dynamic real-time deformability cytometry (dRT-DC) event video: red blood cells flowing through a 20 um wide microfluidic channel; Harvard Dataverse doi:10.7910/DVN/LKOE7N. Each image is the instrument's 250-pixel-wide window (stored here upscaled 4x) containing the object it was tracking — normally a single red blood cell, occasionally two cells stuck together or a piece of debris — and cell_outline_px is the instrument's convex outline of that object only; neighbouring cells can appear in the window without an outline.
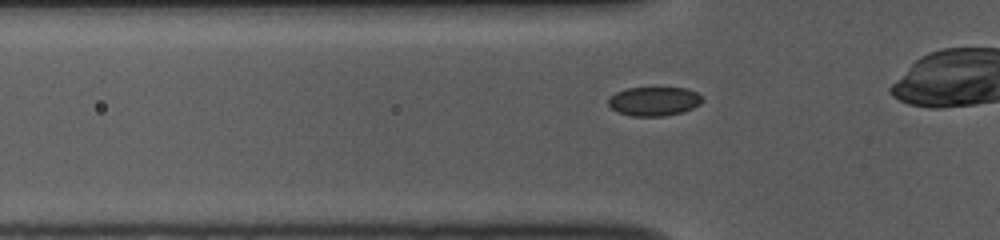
{"species": "common noctule bat (a hibernating species)", "species_latin": "Nyctalus noctula", "temperature_condition": "room temperature", "stored_images_in_passage": 35, "camera_frame_rate_fps": 3000, "um_per_image_px": 0.085, "animal": {"sex": "female", "body_mass_g": 10.0, "forearm_length_mm": 53.1}, "frame": {"image": 1, "passage_image": 9, "time_ms": 2.667, "image_size_px": [1000, 240], "cell_outline_px": [[704, 100], [700, 104], [684, 112], [664, 116], [632, 116], [616, 112], [608, 104], [608, 100], [616, 92], [628, 88], [688, 88], [696, 92]], "centroid_in_image_um": [55.61, 8.62], "position_along_channel_um": 70.2, "area_um2": 15.9}}
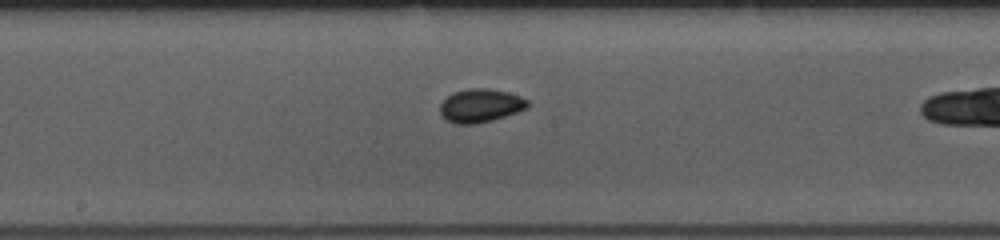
{"frame": {"image": 2, "passage_image": 20, "time_ms": 6.333, "image_size_px": [1000, 240], "cell_outline_px": [[528, 108], [492, 120], [476, 124], [456, 124], [448, 120], [440, 112], [440, 104], [452, 92], [468, 88], [484, 88], [508, 92], [520, 96], [528, 100]], "centroid_in_image_um": [40.84, 8.97], "position_along_channel_um": 207.4, "area_um2": 16.94}}
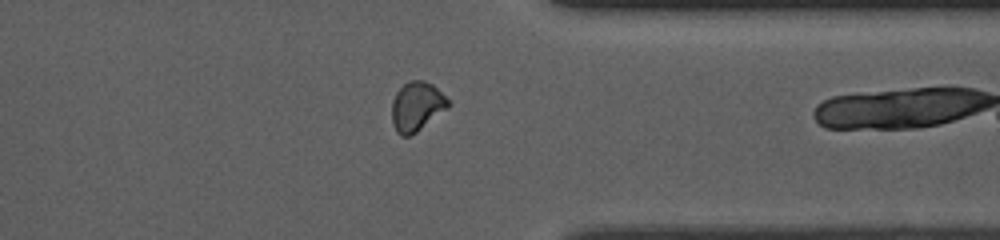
{"frame": {"image": 3, "passage_image": 34, "time_ms": 11.0, "image_size_px": [1000, 240], "cell_outline_px": [[452, 104], [448, 108], [416, 132], [408, 136], [400, 136], [396, 132], [392, 124], [392, 100], [396, 92], [408, 80], [424, 80], [432, 84]], "centroid_in_image_um": [35.4, 9.05], "position_along_channel_um": 376.0, "area_um2": 16.18}}